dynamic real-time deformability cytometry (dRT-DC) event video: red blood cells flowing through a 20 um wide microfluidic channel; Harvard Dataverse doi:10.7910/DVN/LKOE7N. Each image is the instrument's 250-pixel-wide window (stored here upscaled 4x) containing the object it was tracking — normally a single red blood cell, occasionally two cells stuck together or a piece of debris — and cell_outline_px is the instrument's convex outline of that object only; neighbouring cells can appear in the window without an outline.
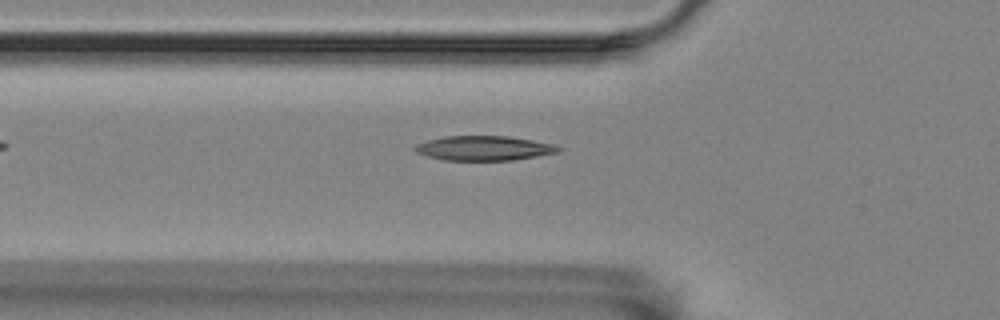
{"species": "Egyptian fruit bat (a non-hibernating species)", "species_latin": "Rousettus aegyptiacus", "temperature_condition": "room temperature", "stored_images_in_passage": 39, "camera_frame_rate_fps": 3000, "um_per_image_px": 0.085, "animal": {"sex": "female"}, "frame": {"image": 1, "passage_image": 2, "time_ms": 0.333, "image_size_px": [1000, 320], "cell_outline_px": [[564, 148], [560, 152], [512, 160], [444, 160], [428, 156], [416, 152], [412, 148], [416, 144], [428, 140], [444, 136], [508, 136], [532, 140], [552, 144]], "centroid_in_image_um": [41.14, 12.59], "position_along_channel_um": 84.7, "area_um2": 20.52}}
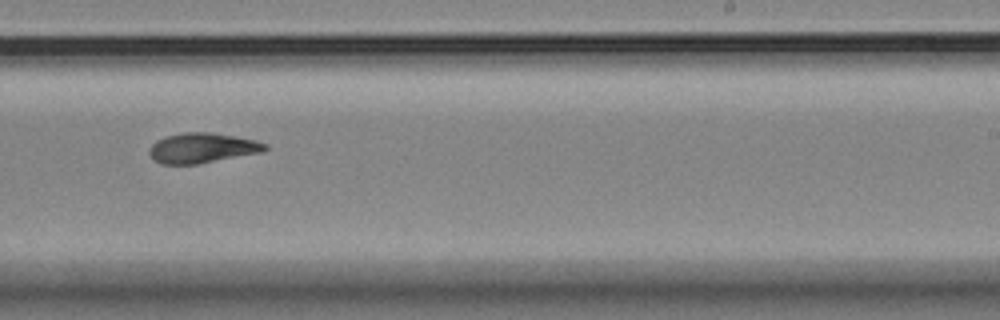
{"frame": {"image": 2, "passage_image": 18, "time_ms": 5.667, "image_size_px": [1000, 320], "cell_outline_px": [[268, 148], [260, 152], [196, 164], [160, 164], [148, 152], [152, 144], [156, 140], [164, 136], [184, 132], [212, 132], [236, 136], [256, 140], [268, 144]], "centroid_in_image_um": [17.18, 12.56], "position_along_channel_um": 271.8, "area_um2": 20.17}}
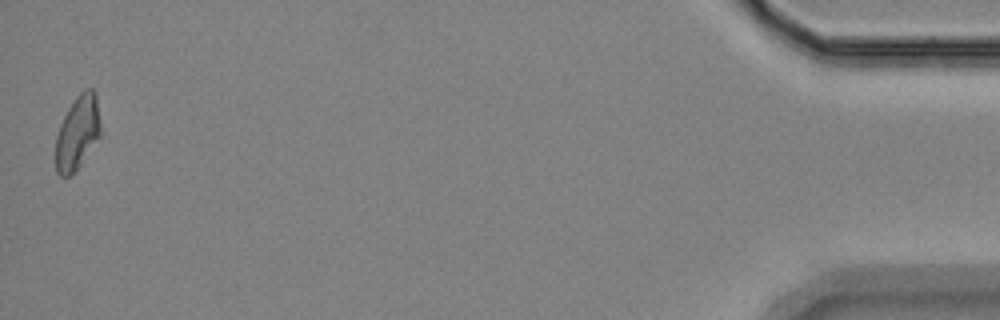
{"frame": {"image": 3, "passage_image": 39, "time_ms": 12.667, "image_size_px": [1000, 320], "cell_outline_px": [[100, 136], [72, 176], [60, 176], [56, 172], [56, 136], [60, 124], [68, 108], [76, 96], [84, 88], [92, 88], [96, 92], [100, 120]], "centroid_in_image_um": [6.59, 11.26], "position_along_channel_um": 428.6, "area_um2": 19.42}}